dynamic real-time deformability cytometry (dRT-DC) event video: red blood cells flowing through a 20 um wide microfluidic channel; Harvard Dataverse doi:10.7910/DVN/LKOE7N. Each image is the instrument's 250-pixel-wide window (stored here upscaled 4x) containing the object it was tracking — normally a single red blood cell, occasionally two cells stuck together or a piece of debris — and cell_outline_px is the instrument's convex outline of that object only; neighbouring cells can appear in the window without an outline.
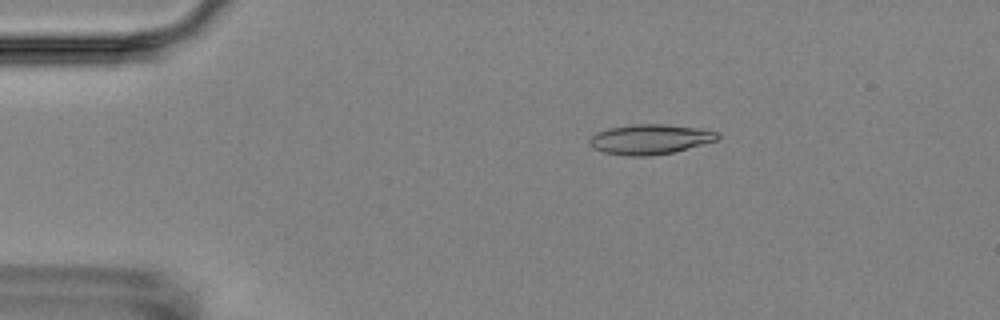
{"species": "Egyptian fruit bat (a non-hibernating species)", "species_latin": "Rousettus aegyptiacus", "temperature_condition": "room temperature", "stored_images_in_passage": 5, "camera_frame_rate_fps": 3000, "um_per_image_px": 0.085, "animal": {"sex": "female"}, "frame": {"image": 1, "passage_image": 3, "time_ms": 2.333, "image_size_px": [1000, 320], "cell_outline_px": [[720, 136], [716, 140], [672, 152], [648, 156], [628, 156], [604, 152], [592, 148], [588, 144], [588, 140], [596, 132], [608, 128], [636, 124], [664, 124], [696, 128], [720, 132]], "centroid_in_image_um": [55.2, 11.83], "position_along_channel_um": 29.8, "area_um2": 22.2}}
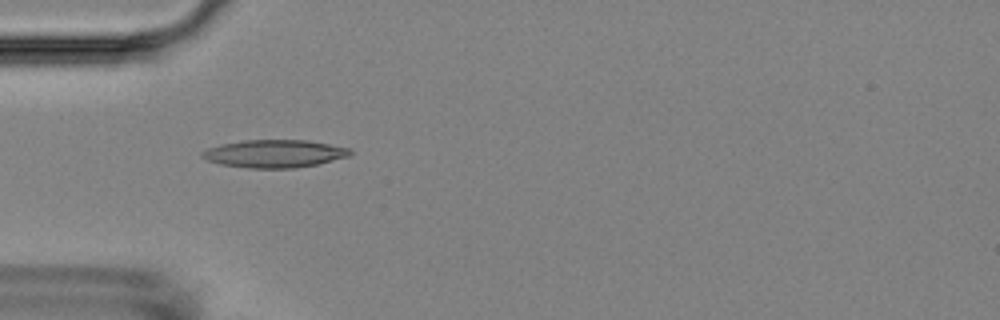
{"frame": {"image": 2, "passage_image": 5, "time_ms": 4.667, "image_size_px": [1000, 320], "cell_outline_px": [[352, 152], [348, 156], [316, 164], [296, 168], [248, 168], [220, 164], [208, 160], [200, 156], [200, 152], [208, 148], [220, 144], [244, 140], [304, 140], [352, 148]], "centroid_in_image_um": [23.29, 13.06], "position_along_channel_um": 61.7, "area_um2": 23.87}}